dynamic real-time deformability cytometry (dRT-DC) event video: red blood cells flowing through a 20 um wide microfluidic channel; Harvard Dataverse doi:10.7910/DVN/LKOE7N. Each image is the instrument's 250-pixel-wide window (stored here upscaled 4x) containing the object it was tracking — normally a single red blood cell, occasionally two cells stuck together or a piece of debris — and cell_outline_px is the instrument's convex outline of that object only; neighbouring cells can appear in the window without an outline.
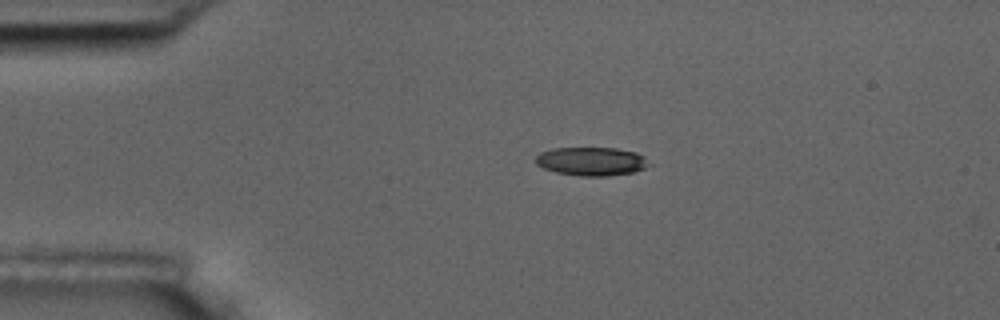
{"species": "common noctule bat (a hibernating species)", "species_latin": "Nyctalus noctula", "temperature_condition": "room temperature", "stored_images_in_passage": 3, "camera_frame_rate_fps": 3000, "um_per_image_px": 0.085, "animal": {"sex": "male", "body_mass_g": 17.5, "forearm_length_mm": 52.3}, "frame": {"image": 1, "passage_image": 1, "time_ms": 0.0, "image_size_px": [1000, 320], "cell_outline_px": [[652, 164], [644, 168], [632, 172], [608, 176], [580, 176], [556, 172], [544, 168], [536, 164], [536, 156], [540, 152], [552, 148], [616, 148], [636, 152], [644, 156]], "centroid_in_image_um": [50.28, 13.71], "position_along_channel_um": 34.7, "area_um2": 18.9}}
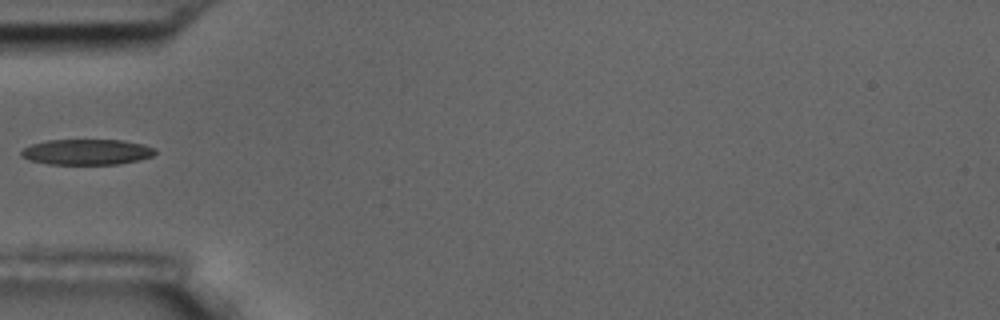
{"frame": {"image": 2, "passage_image": 3, "time_ms": 2.333, "image_size_px": [1000, 320], "cell_outline_px": [[156, 152], [152, 156], [140, 160], [116, 164], [48, 164], [28, 160], [20, 156], [20, 152], [24, 148], [32, 144], [48, 140], [120, 140], [144, 144], [152, 148]], "centroid_in_image_um": [7.34, 12.92], "position_along_channel_um": 77.7, "area_um2": 19.94}}